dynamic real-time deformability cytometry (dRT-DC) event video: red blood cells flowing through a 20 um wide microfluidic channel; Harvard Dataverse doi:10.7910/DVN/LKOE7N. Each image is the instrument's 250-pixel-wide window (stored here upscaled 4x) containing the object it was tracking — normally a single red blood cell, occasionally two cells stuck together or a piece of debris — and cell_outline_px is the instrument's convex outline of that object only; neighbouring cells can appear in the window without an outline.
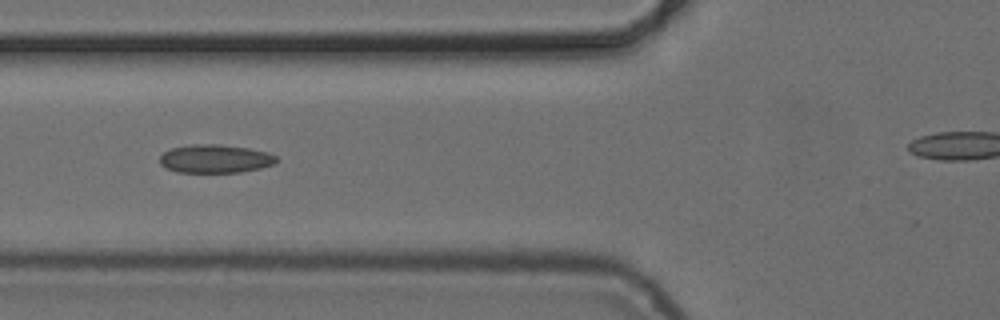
{"species": "common noctule bat (a hibernating species)", "species_latin": "Nyctalus noctula", "temperature_condition": "cold", "stored_images_in_passage": 8, "segment_of_instrument_passage": [1, 2], "camera_frame_rate_fps": 3000, "um_per_image_px": 0.085, "animal": {"sex": "female", "body_mass_g": 24.6, "forearm_length_mm": 56.2}, "frame": {"image": 1, "passage_image": 6, "time_ms": 6.0, "image_size_px": [1000, 320], "cell_outline_px": [[280, 160], [276, 164], [260, 168], [240, 172], [176, 172], [160, 164], [160, 156], [164, 152], [172, 148], [192, 144], [220, 144], [248, 148], [268, 152], [276, 156]], "centroid_in_image_um": [18.33, 13.49], "position_along_channel_um": 107.5, "area_um2": 19.36}}
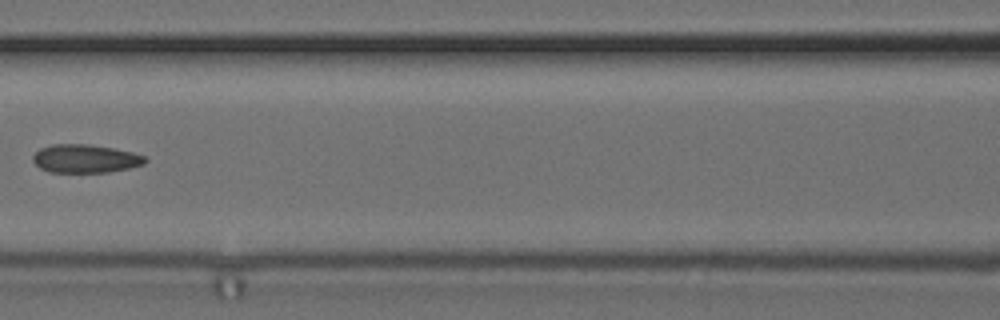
{"frame": {"image": 2, "passage_image": 7, "time_ms": 7.333, "image_size_px": [1000, 320], "cell_outline_px": [[148, 160], [144, 164], [128, 168], [108, 172], [48, 172], [40, 168], [32, 160], [32, 156], [40, 148], [52, 144], [88, 144], [112, 148], [132, 152], [144, 156]], "centroid_in_image_um": [7.23, 13.48], "position_along_channel_um": 159.4, "area_um2": 18.5}}